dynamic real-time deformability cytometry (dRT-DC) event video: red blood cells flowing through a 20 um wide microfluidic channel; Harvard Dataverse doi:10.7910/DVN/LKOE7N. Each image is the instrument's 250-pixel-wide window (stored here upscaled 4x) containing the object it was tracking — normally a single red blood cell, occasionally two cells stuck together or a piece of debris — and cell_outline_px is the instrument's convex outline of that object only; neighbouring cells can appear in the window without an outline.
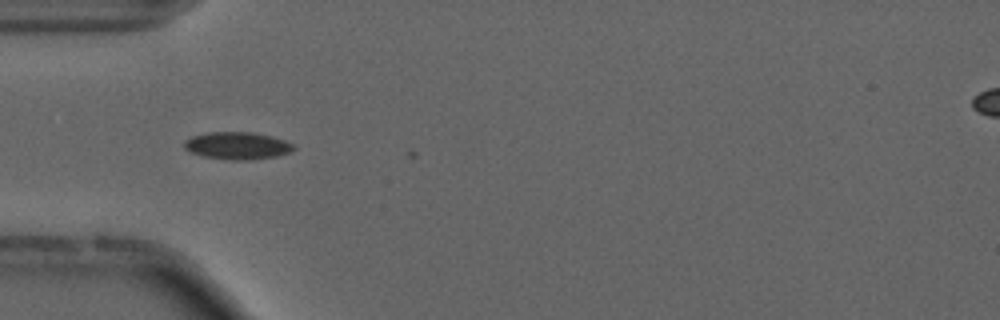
{"species": "common noctule bat (a hibernating species)", "species_latin": "Nyctalus noctula", "temperature_condition": "cold", "stored_images_in_passage": 9, "camera_frame_rate_fps": 3000, "um_per_image_px": 0.085, "animal": {"sex": "male", "forearm_length_mm": 52.5}, "frame": {"image": 1, "passage_image": 3, "time_ms": 0.667, "image_size_px": [1000, 320], "cell_outline_px": [[296, 148], [288, 152], [276, 156], [248, 160], [232, 160], [204, 156], [192, 152], [184, 148], [184, 140], [192, 136], [208, 132], [252, 132], [272, 136], [296, 144]], "centroid_in_image_um": [20.19, 12.37], "position_along_channel_um": 64.8, "area_um2": 17.4}}